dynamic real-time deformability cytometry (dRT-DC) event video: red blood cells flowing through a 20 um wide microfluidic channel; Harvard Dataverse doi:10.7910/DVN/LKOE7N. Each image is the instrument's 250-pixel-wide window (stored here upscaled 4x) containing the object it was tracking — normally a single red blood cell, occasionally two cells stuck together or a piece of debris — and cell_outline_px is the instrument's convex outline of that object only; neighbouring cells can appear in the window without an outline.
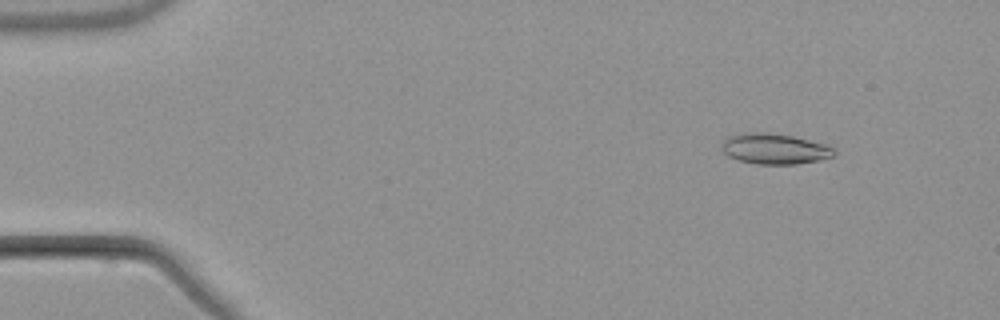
{"species": "common noctule bat (a hibernating species)", "species_latin": "Nyctalus noctula", "temperature_condition": "warm", "stored_images_in_passage": 3, "camera_frame_rate_fps": 3000, "um_per_image_px": 0.085, "animal": {"sex": "male", "body_mass_g": 21.5, "forearm_length_mm": 52.0}, "frame": {"image": 1, "passage_image": 1, "time_ms": 0.0, "image_size_px": [1000, 320], "cell_outline_px": [[836, 156], [796, 164], [756, 164], [740, 160], [728, 156], [720, 148], [720, 144], [728, 136], [752, 132], [764, 132], [792, 136], [824, 144], [836, 148]], "centroid_in_image_um": [65.84, 12.65], "position_along_channel_um": 19.2, "area_um2": 19.94}}